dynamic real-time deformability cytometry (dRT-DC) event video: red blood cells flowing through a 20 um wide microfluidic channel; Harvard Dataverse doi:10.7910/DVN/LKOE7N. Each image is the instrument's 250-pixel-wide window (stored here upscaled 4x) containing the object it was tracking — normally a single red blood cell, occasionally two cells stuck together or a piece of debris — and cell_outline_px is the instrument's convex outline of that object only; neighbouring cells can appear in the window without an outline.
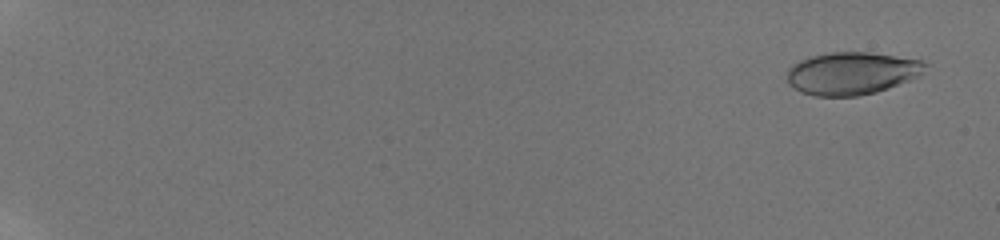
{"species": "human", "species_latin": "Homo sapiens", "temperature_condition": "room temperature", "stored_images_in_passage": 24, "camera_frame_rate_fps": 3000, "um_per_image_px": 0.085, "donor": {"sex": "male"}, "frame": {"image": 1, "passage_image": 4, "time_ms": 1.0, "image_size_px": [1000, 240], "cell_outline_px": [[928, 64], [920, 76], [888, 88], [876, 92], [856, 96], [816, 96], [800, 92], [788, 84], [788, 68], [792, 64], [800, 60], [812, 56], [832, 52], [872, 52], [920, 60]], "centroid_in_image_um": [72.4, 6.23], "position_along_channel_um": 12.6, "area_um2": 34.28}}
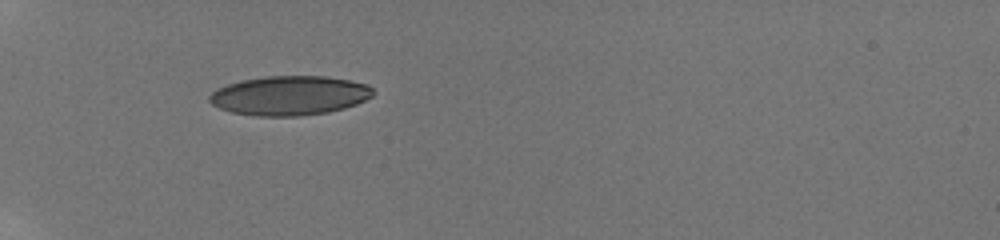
{"frame": {"image": 2, "passage_image": 22, "time_ms": 7.333, "image_size_px": [1000, 240], "cell_outline_px": [[376, 92], [372, 96], [356, 104], [344, 108], [328, 112], [300, 116], [256, 116], [232, 112], [220, 108], [212, 104], [208, 100], [208, 96], [216, 88], [240, 80], [264, 76], [328, 76], [352, 80], [368, 84]], "centroid_in_image_um": [24.62, 8.11], "position_along_channel_um": 60.4, "area_um2": 37.86}}
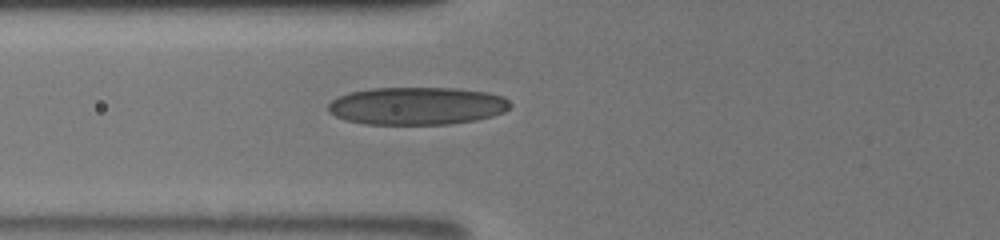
{"frame": {"image": 3, "passage_image": 24, "time_ms": 8.667, "image_size_px": [1000, 240], "cell_outline_px": [[512, 104], [504, 112], [492, 116], [476, 120], [448, 124], [364, 124], [344, 120], [328, 112], [328, 104], [332, 100], [348, 92], [372, 88], [456, 88], [488, 92], [504, 96]], "centroid_in_image_um": [35.44, 9.0], "position_along_channel_um": 90.4, "area_um2": 40.23}}